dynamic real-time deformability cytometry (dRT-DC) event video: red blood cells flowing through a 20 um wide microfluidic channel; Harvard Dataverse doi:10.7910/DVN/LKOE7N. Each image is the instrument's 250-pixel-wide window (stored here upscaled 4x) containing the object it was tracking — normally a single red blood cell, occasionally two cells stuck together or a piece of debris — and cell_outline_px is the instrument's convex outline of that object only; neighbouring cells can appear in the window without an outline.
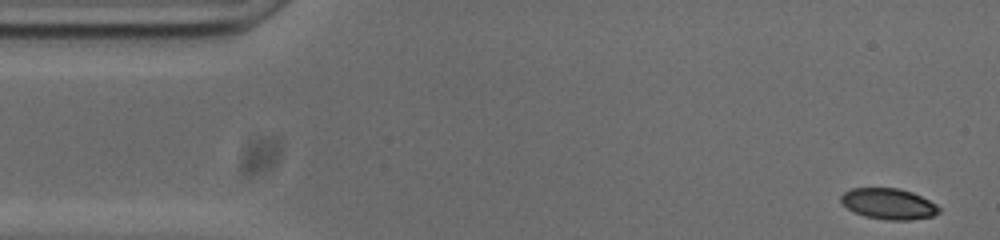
{"species": "common noctule bat (a hibernating species)", "species_latin": "Nyctalus noctula", "temperature_condition": "cold", "stored_images_in_passage": 53, "camera_frame_rate_fps": 3000, "um_per_image_px": 0.085, "animal": {"sex": "male", "body_mass_g": 20.0, "forearm_length_mm": 53.3}, "frame": {"image": 1, "passage_image": 1, "time_ms": 0.0, "image_size_px": [1000, 240], "cell_outline_px": [[940, 212], [932, 216], [908, 220], [888, 220], [864, 216], [852, 212], [840, 200], [840, 196], [844, 192], [852, 188], [900, 188], [912, 192], [936, 204], [940, 208]], "centroid_in_image_um": [75.51, 17.32], "position_along_channel_um": 9.5, "area_um2": 17.63}}
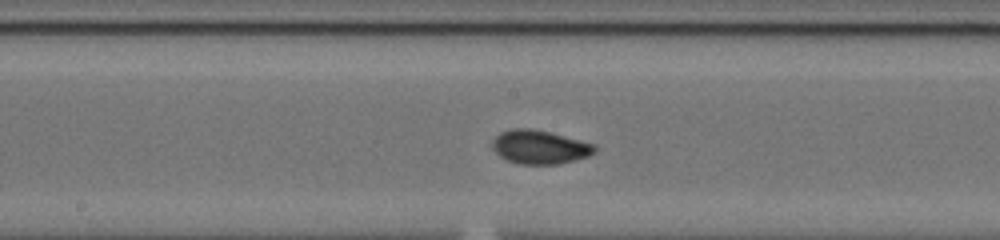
{"frame": {"image": 2, "passage_image": 25, "time_ms": 8.0, "image_size_px": [1000, 240], "cell_outline_px": [[596, 152], [588, 156], [560, 164], [520, 164], [508, 160], [500, 156], [492, 148], [492, 140], [500, 132], [512, 128], [532, 128], [596, 144]], "centroid_in_image_um": [45.87, 12.49], "position_along_channel_um": 202.3, "area_um2": 20.11}}
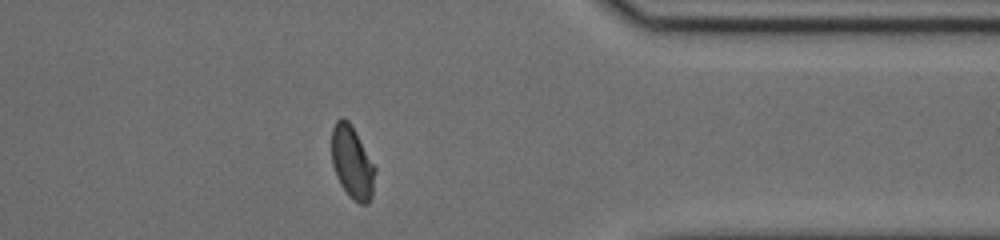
{"frame": {"image": 3, "passage_image": 41, "time_ms": 13.333, "image_size_px": [1000, 240], "cell_outline_px": [[376, 172], [372, 196], [368, 204], [360, 204], [352, 200], [348, 196], [340, 184], [336, 176], [332, 164], [332, 128], [336, 120], [340, 116], [348, 120], [356, 132], [376, 168]], "centroid_in_image_um": [29.94, 13.83], "position_along_channel_um": 381.5, "area_um2": 18.61}, "authors_computed_cell_mechanics": {"area_um2": 18.7272, "velocity_mm_per_s": 3.7253, "shape_relaxation_time_tau1_ms": 7.7865, "shape_relaxation_time_tau2_ms": 1.0437, "deformation_change_tau1": 0.1839, "deformation_change_tau2": 0.0492}}